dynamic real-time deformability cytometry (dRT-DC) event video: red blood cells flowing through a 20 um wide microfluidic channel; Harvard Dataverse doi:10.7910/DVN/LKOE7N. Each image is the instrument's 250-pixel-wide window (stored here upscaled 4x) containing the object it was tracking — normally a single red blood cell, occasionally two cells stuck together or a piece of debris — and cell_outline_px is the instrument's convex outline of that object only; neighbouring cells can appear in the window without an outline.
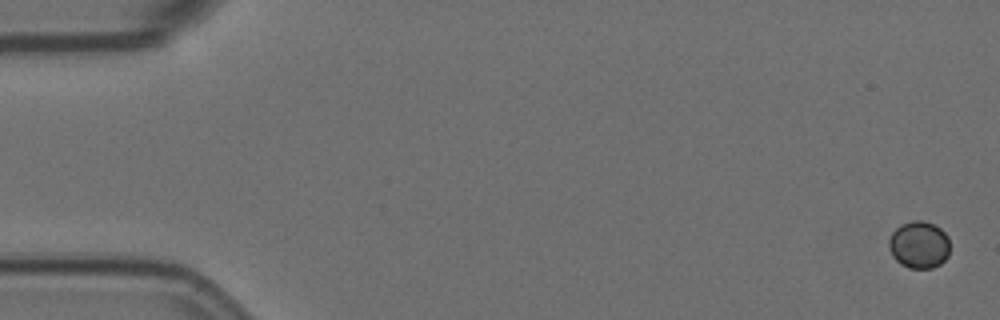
{"species": "Egyptian fruit bat (a non-hibernating species)", "species_latin": "Rousettus aegyptiacus", "temperature_condition": "room temperature", "stored_images_in_passage": 15, "camera_frame_rate_fps": 3000, "um_per_image_px": 0.085, "animal": {"sex": "female"}, "frame": {"image": 1, "passage_image": 1, "time_ms": 0.0, "image_size_px": [1000, 320], "cell_outline_px": [[948, 256], [940, 264], [932, 268], [908, 268], [900, 264], [892, 256], [888, 248], [888, 240], [892, 232], [900, 224], [912, 220], [920, 220], [932, 224], [940, 228], [948, 236]], "centroid_in_image_um": [78.08, 20.81], "position_along_channel_um": 6.9, "area_um2": 16.88}}
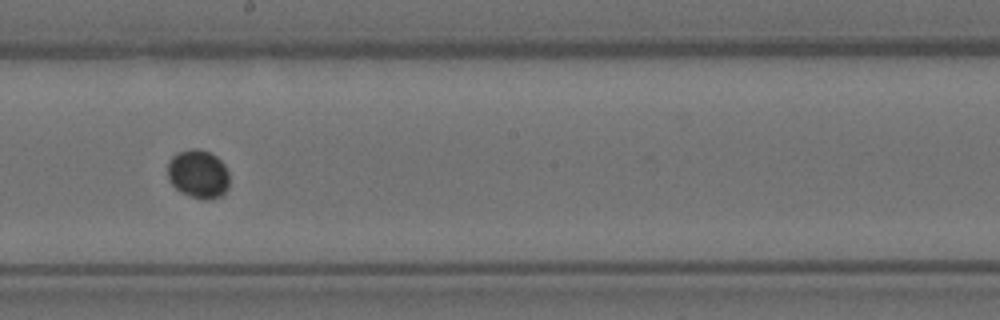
{"frame": {"image": 2, "passage_image": 9, "time_ms": 10.333, "image_size_px": [1000, 320], "cell_outline_px": [[228, 188], [220, 196], [208, 200], [200, 200], [180, 192], [168, 180], [168, 160], [176, 152], [192, 148], [196, 148], [208, 152], [216, 156], [224, 164], [228, 172]], "centroid_in_image_um": [16.83, 14.79], "position_along_channel_um": 231.4, "area_um2": 17.63}}
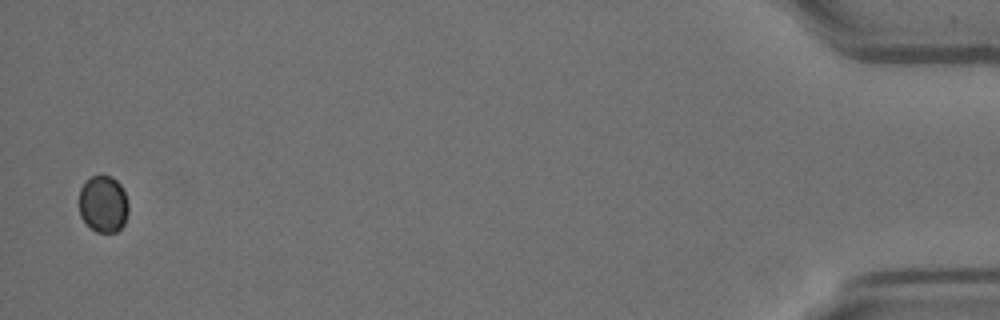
{"frame": {"image": 3, "passage_image": 15, "time_ms": 18.333, "image_size_px": [1000, 320], "cell_outline_px": [[128, 216], [124, 224], [116, 232], [96, 232], [80, 216], [80, 188], [92, 176], [100, 172], [112, 176], [120, 184], [124, 192], [128, 204]], "centroid_in_image_um": [8.8, 17.31], "position_along_channel_um": 426.4, "area_um2": 16.47}}